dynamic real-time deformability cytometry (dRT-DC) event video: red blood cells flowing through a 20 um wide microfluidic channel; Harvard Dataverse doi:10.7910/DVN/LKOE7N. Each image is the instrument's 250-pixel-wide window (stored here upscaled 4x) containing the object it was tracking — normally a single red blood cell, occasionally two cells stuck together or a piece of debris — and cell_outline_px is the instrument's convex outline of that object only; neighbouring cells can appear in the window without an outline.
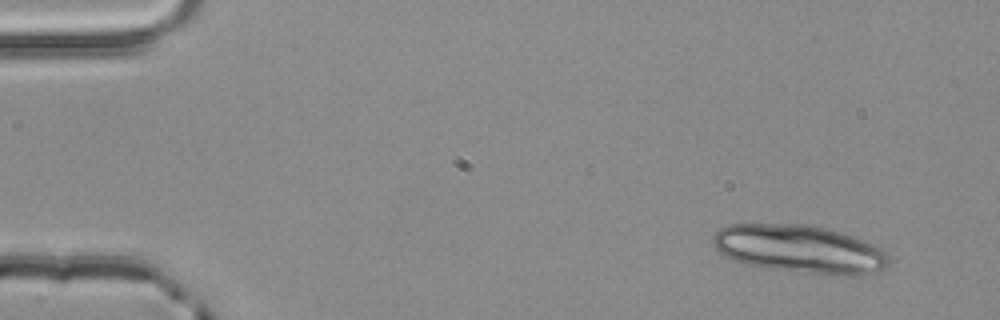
{"species": "common noctule bat (a hibernating species)", "species_latin": "Nyctalus noctula", "temperature_condition": "room temperature", "stored_images_in_passage": 3, "camera_frame_rate_fps": 3000, "um_per_image_px": 0.085, "animal": {"sex": "male", "body_mass_g": 20.4}, "frame": {"image": 1, "passage_image": 1, "time_ms": 0.0, "image_size_px": [1000, 320], "cell_outline_px": [[888, 264], [884, 268], [876, 272], [860, 276], [836, 276], [760, 268], [732, 260], [724, 256], [712, 244], [712, 236], [720, 228], [728, 224], [804, 224], [828, 228], [852, 236], [872, 244], [880, 248], [888, 256]], "centroid_in_image_um": [67.94, 21.19], "position_along_channel_um": 17.1, "area_um2": 49.82}}